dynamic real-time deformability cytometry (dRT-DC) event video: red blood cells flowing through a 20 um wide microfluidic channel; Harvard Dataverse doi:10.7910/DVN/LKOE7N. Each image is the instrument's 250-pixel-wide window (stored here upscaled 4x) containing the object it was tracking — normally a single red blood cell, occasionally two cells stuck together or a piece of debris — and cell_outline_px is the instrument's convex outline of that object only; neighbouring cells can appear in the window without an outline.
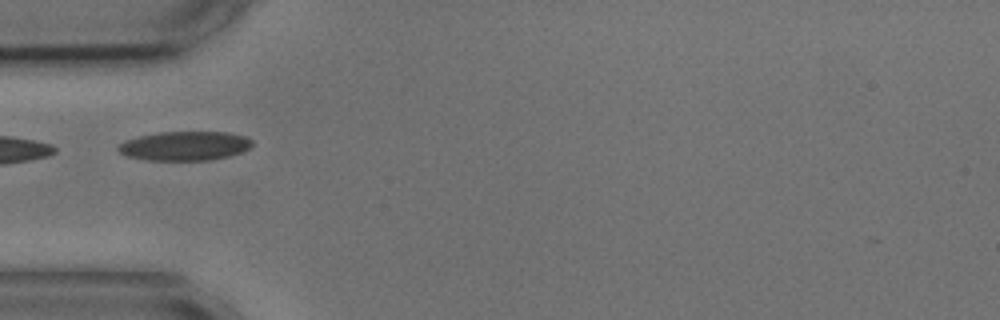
{"species": "common noctule bat (a hibernating species)", "species_latin": "Nyctalus noctula", "temperature_condition": "cold", "stored_images_in_passage": 5, "camera_frame_rate_fps": 3000, "um_per_image_px": 0.085, "animal": {"sex": "male", "body_mass_g": 17.9, "forearm_length_mm": 54.2}, "frame": {"image": 1, "passage_image": 1, "time_ms": 0.0, "image_size_px": [1000, 320], "cell_outline_px": [[252, 144], [244, 152], [228, 156], [208, 160], [148, 160], [128, 156], [120, 152], [116, 148], [124, 140], [140, 136], [160, 132], [228, 132], [248, 136], [252, 140]], "centroid_in_image_um": [15.74, 12.39], "position_along_channel_um": 69.3, "area_um2": 22.77}}